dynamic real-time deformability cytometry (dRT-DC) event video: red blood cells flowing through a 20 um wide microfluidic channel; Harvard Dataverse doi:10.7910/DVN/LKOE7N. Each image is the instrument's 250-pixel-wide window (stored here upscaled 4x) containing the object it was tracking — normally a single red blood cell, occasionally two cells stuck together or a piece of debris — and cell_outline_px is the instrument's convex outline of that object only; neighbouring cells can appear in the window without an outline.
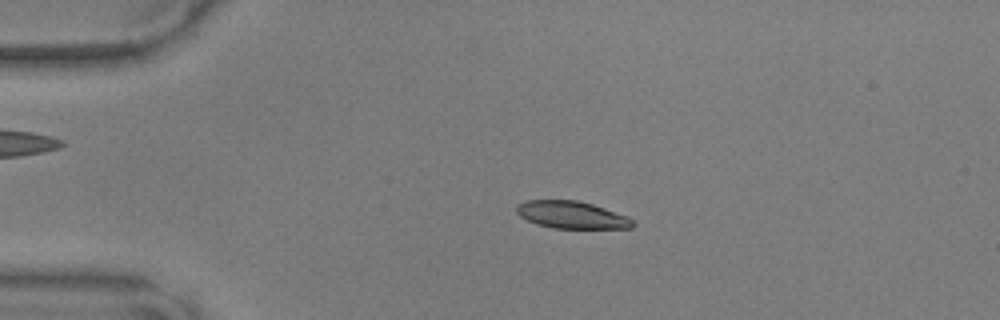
{"species": "common noctule bat (a hibernating species)", "species_latin": "Nyctalus noctula", "temperature_condition": "warm", "stored_images_in_passage": 48, "camera_frame_rate_fps": 3000, "um_per_image_px": 0.085, "animal": {"sex": "male", "body_mass_g": 17.9, "forearm_length_mm": 54.2}, "frame": {"image": 1, "passage_image": 10, "time_ms": 3.0, "image_size_px": [1000, 320], "cell_outline_px": [[636, 224], [632, 228], [552, 228], [536, 224], [520, 216], [516, 212], [516, 204], [524, 200], [576, 200], [592, 204], [628, 216]], "centroid_in_image_um": [48.57, 18.26], "position_along_channel_um": 36.4, "area_um2": 18.55}}
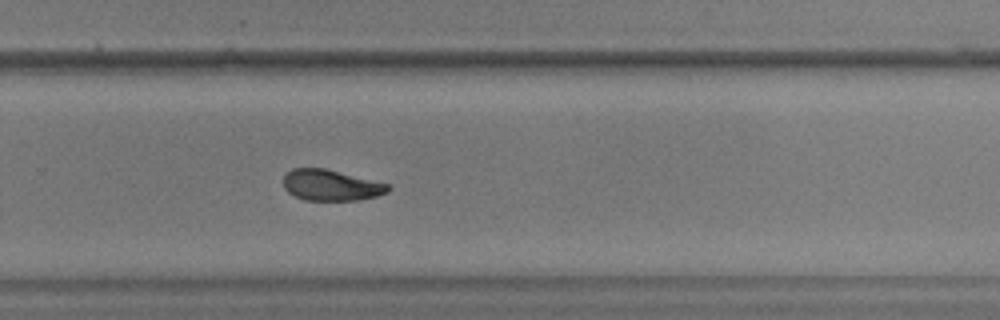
{"frame": {"image": 2, "passage_image": 32, "time_ms": 10.333, "image_size_px": [1000, 320], "cell_outline_px": [[392, 188], [388, 192], [376, 196], [360, 200], [304, 200], [288, 192], [284, 188], [284, 176], [292, 168], [324, 168], [388, 184]], "centroid_in_image_um": [28.13, 15.75], "position_along_channel_um": 301.7, "area_um2": 18.73}}
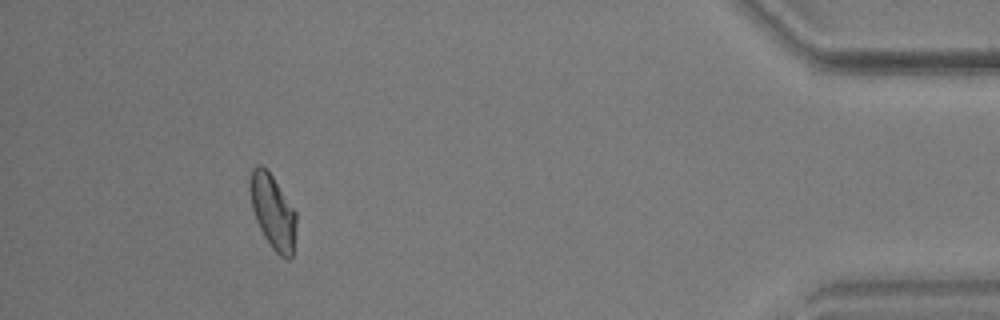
{"frame": {"image": 3, "passage_image": 44, "time_ms": 14.333, "image_size_px": [1000, 320], "cell_outline_px": [[296, 228], [292, 256], [288, 260], [280, 256], [272, 248], [264, 236], [256, 220], [252, 208], [252, 168], [260, 164], [268, 168], [296, 212]], "centroid_in_image_um": [23.23, 18.02], "position_along_channel_um": 412.0, "area_um2": 19.65}}